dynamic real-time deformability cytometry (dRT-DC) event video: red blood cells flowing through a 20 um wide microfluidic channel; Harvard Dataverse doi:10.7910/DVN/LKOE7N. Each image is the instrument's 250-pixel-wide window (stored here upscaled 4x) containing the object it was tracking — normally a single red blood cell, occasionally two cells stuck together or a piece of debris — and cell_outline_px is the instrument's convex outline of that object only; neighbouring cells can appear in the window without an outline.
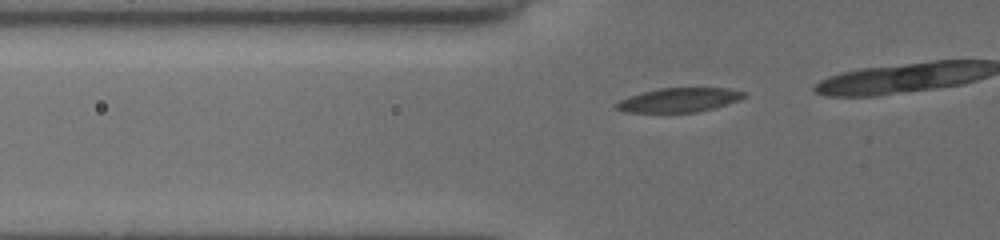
{"species": "common noctule bat (a hibernating species)", "species_latin": "Nyctalus noctula", "temperature_condition": "cold", "stored_images_in_passage": 10, "camera_frame_rate_fps": 3000, "um_per_image_px": 0.085, "animal": {"sex": "female", "body_mass_g": 19.5, "forearm_length_mm": 54.1}, "frame": {"image": 1, "passage_image": 4, "time_ms": 1.0, "image_size_px": [1000, 240], "cell_outline_px": [[744, 96], [736, 100], [712, 108], [696, 112], [628, 112], [616, 108], [616, 104], [620, 100], [644, 92], [660, 88], [724, 88], [744, 92]], "centroid_in_image_um": [57.69, 8.5], "position_along_channel_um": 68.1, "area_um2": 17.28}}
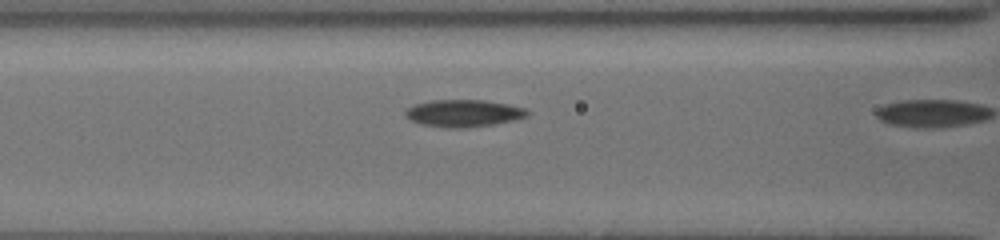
{"frame": {"image": 2, "passage_image": 9, "time_ms": 2.667, "image_size_px": [1000, 240], "cell_outline_px": [[528, 116], [512, 120], [492, 124], [464, 128], [448, 128], [424, 124], [412, 120], [404, 116], [404, 112], [408, 108], [416, 104], [432, 100], [484, 100], [508, 104], [524, 108], [528, 112]], "centroid_in_image_um": [39.39, 9.62], "position_along_channel_um": 127.2, "area_um2": 19.02}}